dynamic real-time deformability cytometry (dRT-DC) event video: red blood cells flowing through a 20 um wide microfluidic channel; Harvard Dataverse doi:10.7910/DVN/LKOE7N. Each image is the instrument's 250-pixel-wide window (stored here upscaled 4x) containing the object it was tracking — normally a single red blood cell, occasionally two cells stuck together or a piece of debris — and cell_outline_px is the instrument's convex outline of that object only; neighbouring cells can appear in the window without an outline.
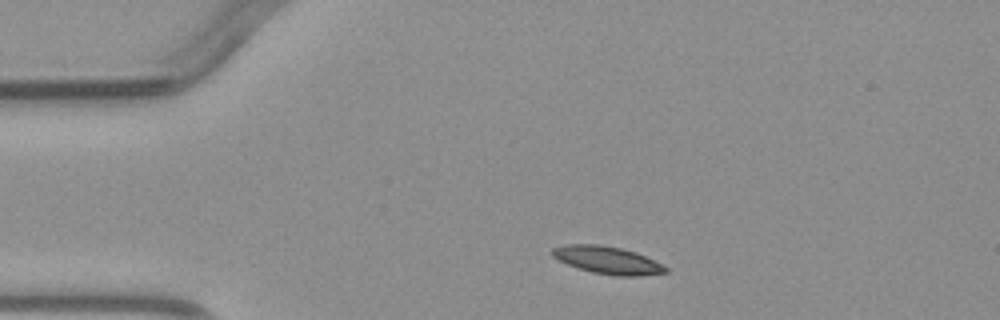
{"species": "common noctule bat (a hibernating species)", "species_latin": "Nyctalus noctula", "temperature_condition": "warm", "stored_images_in_passage": 2, "camera_frame_rate_fps": 3000, "um_per_image_px": 0.085, "animal": {"sex": "male", "body_mass_g": 23.1, "forearm_length_mm": 52.7}, "frame": {"image": 1, "passage_image": 1, "time_ms": 0.0, "image_size_px": [1000, 320], "cell_outline_px": [[668, 272], [640, 276], [616, 276], [592, 272], [568, 264], [552, 256], [552, 248], [564, 244], [604, 244], [636, 252], [668, 268]], "centroid_in_image_um": [51.62, 22.1], "position_along_channel_um": 33.4, "area_um2": 18.03}}